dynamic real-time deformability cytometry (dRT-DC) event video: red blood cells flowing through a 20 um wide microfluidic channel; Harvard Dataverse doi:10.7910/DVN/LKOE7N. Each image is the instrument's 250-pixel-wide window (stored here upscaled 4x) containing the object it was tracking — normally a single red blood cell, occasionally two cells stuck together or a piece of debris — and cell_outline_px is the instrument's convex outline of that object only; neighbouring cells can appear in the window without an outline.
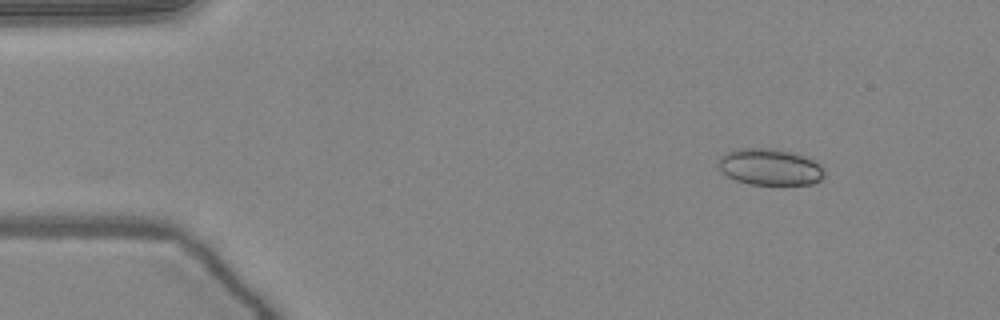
{"species": "common noctule bat (a hibernating species)", "species_latin": "Nyctalus noctula", "temperature_condition": "warm", "stored_images_in_passage": 48, "camera_frame_rate_fps": 3000, "um_per_image_px": 0.085, "animal": {"sex": "female", "body_mass_g": 24.6, "forearm_length_mm": 56.2}, "frame": {"image": 1, "passage_image": 2, "time_ms": 0.333, "image_size_px": [1000, 320], "cell_outline_px": [[824, 176], [820, 180], [812, 184], [748, 184], [736, 180], [720, 172], [720, 156], [728, 152], [740, 148], [768, 148], [792, 152], [804, 156], [820, 164], [824, 172]], "centroid_in_image_um": [65.44, 14.2], "position_along_channel_um": 19.6, "area_um2": 22.31}}
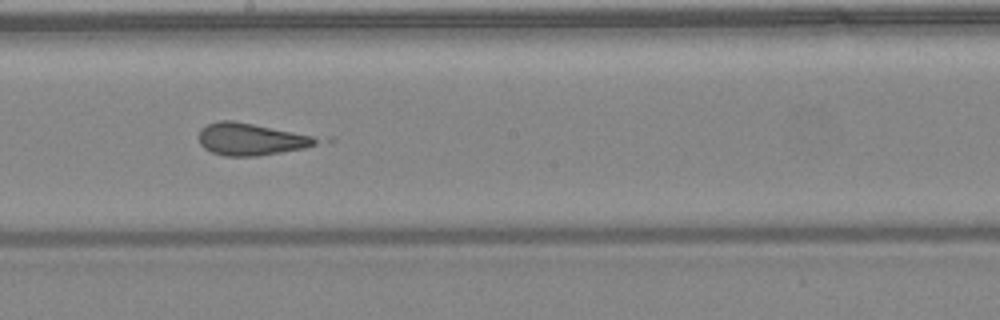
{"frame": {"image": 2, "passage_image": 24, "time_ms": 7.667, "image_size_px": [1000, 320], "cell_outline_px": [[336, 140], [304, 148], [256, 156], [224, 156], [212, 152], [204, 148], [200, 144], [200, 128], [208, 124], [220, 120], [232, 120], [332, 136]], "centroid_in_image_um": [21.67, 11.8], "position_along_channel_um": 226.5, "area_um2": 23.58}}
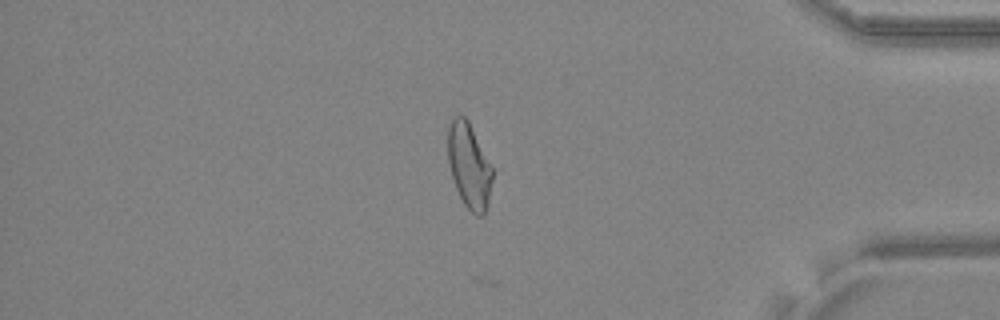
{"frame": {"image": 3, "passage_image": 39, "time_ms": 12.667, "image_size_px": [1000, 320], "cell_outline_px": [[492, 180], [488, 200], [484, 212], [480, 216], [476, 216], [464, 204], [456, 188], [452, 176], [448, 160], [448, 128], [452, 120], [456, 116], [464, 116], [468, 120], [492, 168]], "centroid_in_image_um": [39.86, 14.09], "position_along_channel_um": 395.3, "area_um2": 21.44}, "authors_computed_cell_mechanics": {"area_um2": 22.0796, "velocity_mm_per_s": 4.0584, "shape_relaxation_time_tau1_ms": null, "shape_relaxation_time_tau2_ms": 1.2005, "deformation_change_tau1": null, "deformation_change_tau2": 0.1023}}